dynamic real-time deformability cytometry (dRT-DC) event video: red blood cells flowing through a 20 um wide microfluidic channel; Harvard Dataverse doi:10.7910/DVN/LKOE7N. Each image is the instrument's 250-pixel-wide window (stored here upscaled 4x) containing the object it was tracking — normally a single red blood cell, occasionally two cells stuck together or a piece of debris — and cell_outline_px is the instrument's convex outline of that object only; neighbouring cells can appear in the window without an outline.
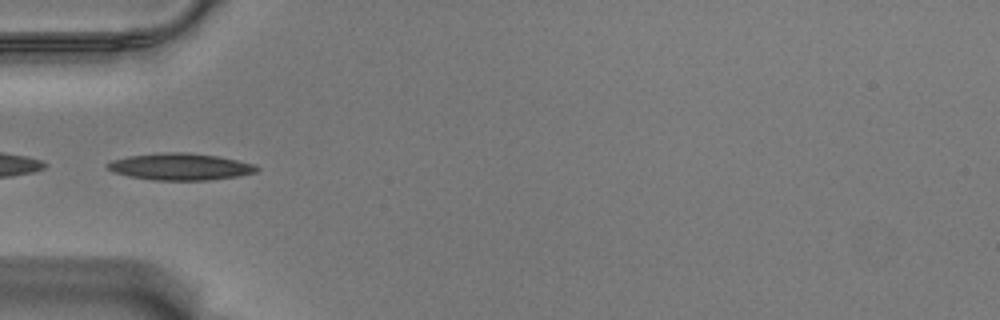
{"species": "Egyptian fruit bat (a non-hibernating species)", "species_latin": "Rousettus aegyptiacus", "temperature_condition": "warm", "stored_images_in_passage": 36, "camera_frame_rate_fps": 3000, "um_per_image_px": 0.085, "animal": {"sex": "male"}, "frame": {"image": 1, "passage_image": 1, "time_ms": 0.0, "image_size_px": [1000, 320], "cell_outline_px": [[260, 168], [256, 172], [236, 176], [208, 180], [152, 180], [128, 176], [112, 172], [104, 164], [112, 160], [128, 156], [160, 152], [188, 152], [220, 156], [256, 164]], "centroid_in_image_um": [15.31, 14.16], "position_along_channel_um": 69.7, "area_um2": 23.58}}
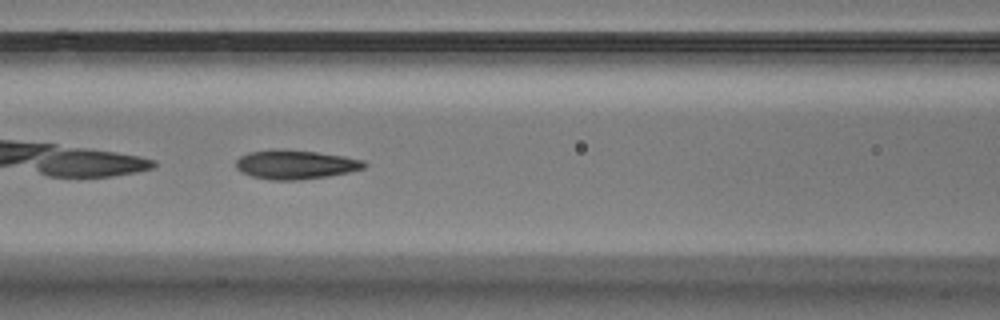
{"frame": {"image": 2, "passage_image": 7, "time_ms": 2.0, "image_size_px": [1000, 320], "cell_outline_px": [[368, 164], [364, 168], [348, 172], [328, 176], [300, 180], [272, 180], [252, 176], [236, 168], [236, 160], [240, 156], [248, 152], [316, 152], [344, 156], [364, 160]], "centroid_in_image_um": [25.18, 14.03], "position_along_channel_um": 141.4, "area_um2": 20.81}}
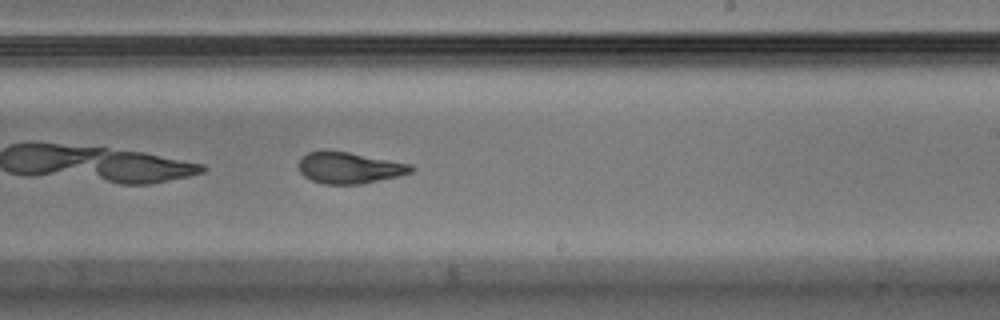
{"frame": {"image": 3, "passage_image": 17, "time_ms": 5.333, "image_size_px": [1000, 320], "cell_outline_px": [[416, 168], [412, 172], [400, 176], [360, 184], [324, 184], [312, 180], [304, 176], [300, 172], [300, 160], [308, 152], [348, 152], [412, 164]], "centroid_in_image_um": [29.77, 14.29], "position_along_channel_um": 259.2, "area_um2": 20.17}, "authors_computed_cell_mechanics": {"area_um2": 21.6461, "velocity_mm_per_s": 3.5383, "shape_relaxation_time_tau1_ms": 4.9668, "shape_relaxation_time_tau2_ms": 1.8377, "deformation_change_tau1": 0.1733, "deformation_change_tau2": 0.0878}}